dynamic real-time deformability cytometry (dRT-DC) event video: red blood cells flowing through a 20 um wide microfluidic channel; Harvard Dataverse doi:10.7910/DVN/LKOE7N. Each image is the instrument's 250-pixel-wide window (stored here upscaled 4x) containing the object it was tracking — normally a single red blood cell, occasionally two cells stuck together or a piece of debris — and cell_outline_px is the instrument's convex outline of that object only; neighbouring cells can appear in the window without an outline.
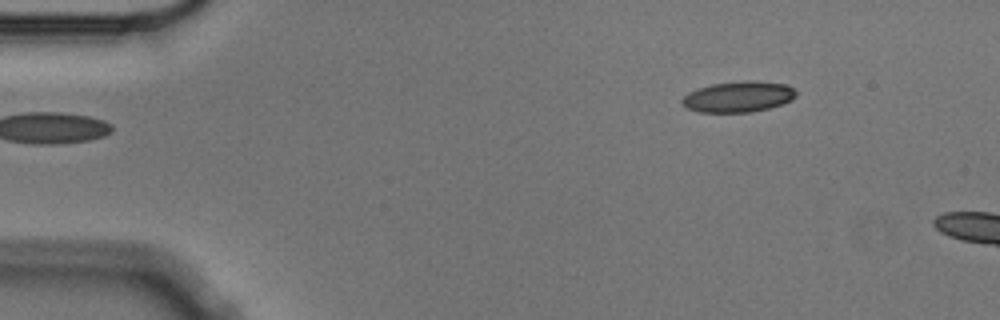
{"species": "Egyptian fruit bat (a non-hibernating species)", "species_latin": "Rousettus aegyptiacus", "temperature_condition": "cold", "stored_images_in_passage": 2, "camera_frame_rate_fps": 3000, "um_per_image_px": 0.085, "animal": {"sex": "male"}, "frame": {"image": 1, "passage_image": 2, "time_ms": 0.333, "image_size_px": [1000, 320], "cell_outline_px": [[796, 96], [792, 100], [784, 104], [752, 112], [700, 112], [688, 108], [680, 100], [688, 92], [712, 84], [744, 80], [752, 80], [788, 84], [796, 92]], "centroid_in_image_um": [62.8, 8.21], "position_along_channel_um": 22.2, "area_um2": 20.52}}